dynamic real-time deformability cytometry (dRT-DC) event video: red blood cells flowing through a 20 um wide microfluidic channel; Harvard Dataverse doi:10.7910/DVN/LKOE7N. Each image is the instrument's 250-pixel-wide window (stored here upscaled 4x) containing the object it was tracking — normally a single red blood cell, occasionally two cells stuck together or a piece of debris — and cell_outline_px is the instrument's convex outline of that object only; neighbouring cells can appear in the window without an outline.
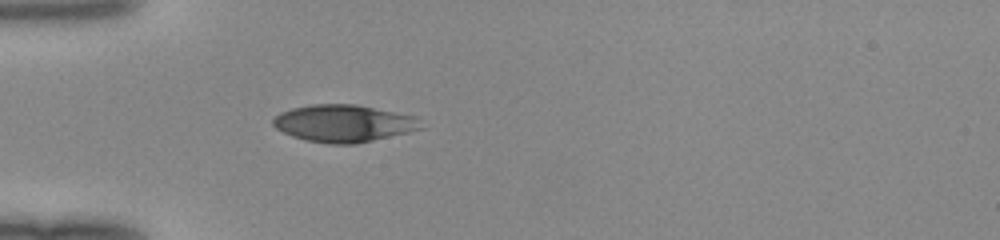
{"species": "human", "species_latin": "Homo sapiens", "temperature_condition": "room temperature", "stored_images_in_passage": 35, "camera_frame_rate_fps": 3000, "um_per_image_px": 0.085, "donor": {"sex": "female"}, "frame": {"image": 1, "passage_image": 1, "time_ms": 0.0, "image_size_px": [1000, 240], "cell_outline_px": [[424, 128], [408, 132], [356, 144], [332, 144], [304, 140], [292, 136], [276, 128], [272, 124], [272, 120], [280, 112], [292, 108], [312, 104], [356, 104], [416, 116]], "centroid_in_image_um": [29.21, 10.48], "position_along_channel_um": 55.8, "area_um2": 32.08}}
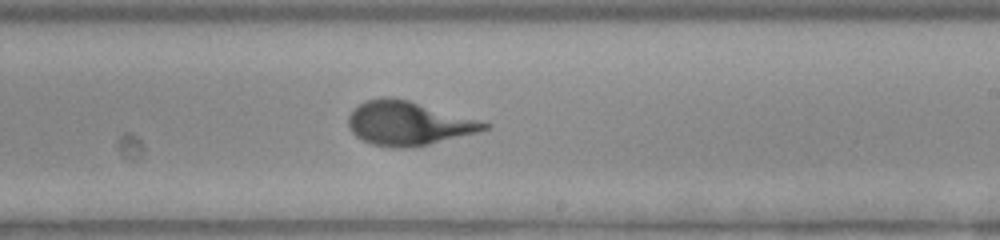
{"frame": {"image": 2, "passage_image": 16, "time_ms": 5.0, "image_size_px": [1000, 240], "cell_outline_px": [[492, 124], [488, 128], [480, 132], [428, 144], [404, 148], [392, 148], [372, 144], [356, 136], [348, 128], [348, 116], [352, 108], [368, 100], [384, 96], [408, 100], [480, 120]], "centroid_in_image_um": [34.7, 10.48], "position_along_channel_um": 254.3, "area_um2": 34.68}}
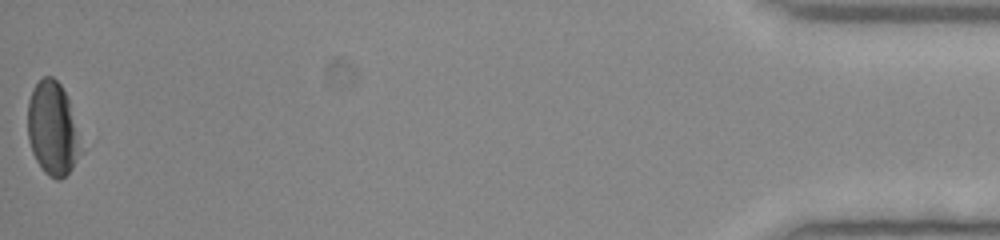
{"frame": {"image": 3, "passage_image": 35, "time_ms": 11.333, "image_size_px": [1000, 240], "cell_outline_px": [[84, 152], [72, 168], [60, 180], [56, 180], [48, 176], [44, 172], [36, 160], [32, 152], [28, 140], [28, 100], [32, 88], [44, 76], [52, 76], [60, 84], [68, 100]], "centroid_in_image_um": [4.48, 10.98], "position_along_channel_um": 430.7, "area_um2": 29.07}}